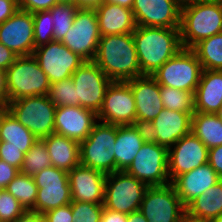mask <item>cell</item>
Masks as SVG:
<instances>
[{"label":"cell","mask_w":222,"mask_h":222,"mask_svg":"<svg viewBox=\"0 0 222 222\" xmlns=\"http://www.w3.org/2000/svg\"><path fill=\"white\" fill-rule=\"evenodd\" d=\"M111 81L142 76L132 33L101 36L93 60Z\"/></svg>","instance_id":"6da1fadb"},{"label":"cell","mask_w":222,"mask_h":222,"mask_svg":"<svg viewBox=\"0 0 222 222\" xmlns=\"http://www.w3.org/2000/svg\"><path fill=\"white\" fill-rule=\"evenodd\" d=\"M143 75H153L183 47L180 28L136 26L132 32Z\"/></svg>","instance_id":"7a4b0ae2"},{"label":"cell","mask_w":222,"mask_h":222,"mask_svg":"<svg viewBox=\"0 0 222 222\" xmlns=\"http://www.w3.org/2000/svg\"><path fill=\"white\" fill-rule=\"evenodd\" d=\"M222 32V11L214 0L194 1L181 5L180 41L192 48L205 38Z\"/></svg>","instance_id":"3957f363"},{"label":"cell","mask_w":222,"mask_h":222,"mask_svg":"<svg viewBox=\"0 0 222 222\" xmlns=\"http://www.w3.org/2000/svg\"><path fill=\"white\" fill-rule=\"evenodd\" d=\"M116 136L117 125L98 121L88 137L80 143V165L105 175L115 172Z\"/></svg>","instance_id":"277c9868"},{"label":"cell","mask_w":222,"mask_h":222,"mask_svg":"<svg viewBox=\"0 0 222 222\" xmlns=\"http://www.w3.org/2000/svg\"><path fill=\"white\" fill-rule=\"evenodd\" d=\"M6 75L8 103L23 97L47 95L50 89L47 75L32 55L17 57Z\"/></svg>","instance_id":"5b68a950"},{"label":"cell","mask_w":222,"mask_h":222,"mask_svg":"<svg viewBox=\"0 0 222 222\" xmlns=\"http://www.w3.org/2000/svg\"><path fill=\"white\" fill-rule=\"evenodd\" d=\"M38 140L54 133L56 106L47 95L23 97L4 106Z\"/></svg>","instance_id":"8992f818"},{"label":"cell","mask_w":222,"mask_h":222,"mask_svg":"<svg viewBox=\"0 0 222 222\" xmlns=\"http://www.w3.org/2000/svg\"><path fill=\"white\" fill-rule=\"evenodd\" d=\"M202 71V65L193 50L182 48L152 76L160 86L194 93Z\"/></svg>","instance_id":"52a82bcc"},{"label":"cell","mask_w":222,"mask_h":222,"mask_svg":"<svg viewBox=\"0 0 222 222\" xmlns=\"http://www.w3.org/2000/svg\"><path fill=\"white\" fill-rule=\"evenodd\" d=\"M149 186L126 171H116L106 176L104 202L106 209L130 214L138 211Z\"/></svg>","instance_id":"ba28073f"},{"label":"cell","mask_w":222,"mask_h":222,"mask_svg":"<svg viewBox=\"0 0 222 222\" xmlns=\"http://www.w3.org/2000/svg\"><path fill=\"white\" fill-rule=\"evenodd\" d=\"M126 172L148 186L170 184L168 148L157 143H144Z\"/></svg>","instance_id":"9c48e42d"},{"label":"cell","mask_w":222,"mask_h":222,"mask_svg":"<svg viewBox=\"0 0 222 222\" xmlns=\"http://www.w3.org/2000/svg\"><path fill=\"white\" fill-rule=\"evenodd\" d=\"M33 178L38 187L33 212L44 214L72 202L67 171L49 166L37 172Z\"/></svg>","instance_id":"30bf717a"},{"label":"cell","mask_w":222,"mask_h":222,"mask_svg":"<svg viewBox=\"0 0 222 222\" xmlns=\"http://www.w3.org/2000/svg\"><path fill=\"white\" fill-rule=\"evenodd\" d=\"M139 210L148 222H182L186 216V207L171 183L149 186Z\"/></svg>","instance_id":"8fae6325"},{"label":"cell","mask_w":222,"mask_h":222,"mask_svg":"<svg viewBox=\"0 0 222 222\" xmlns=\"http://www.w3.org/2000/svg\"><path fill=\"white\" fill-rule=\"evenodd\" d=\"M101 38L95 9H78L61 42L85 61H93Z\"/></svg>","instance_id":"7c38bea8"},{"label":"cell","mask_w":222,"mask_h":222,"mask_svg":"<svg viewBox=\"0 0 222 222\" xmlns=\"http://www.w3.org/2000/svg\"><path fill=\"white\" fill-rule=\"evenodd\" d=\"M79 106L99 113L111 80L94 61H85L71 76Z\"/></svg>","instance_id":"4fadbf2b"},{"label":"cell","mask_w":222,"mask_h":222,"mask_svg":"<svg viewBox=\"0 0 222 222\" xmlns=\"http://www.w3.org/2000/svg\"><path fill=\"white\" fill-rule=\"evenodd\" d=\"M32 56L51 83L69 78L85 62L61 41H52L35 48Z\"/></svg>","instance_id":"5bb4252c"},{"label":"cell","mask_w":222,"mask_h":222,"mask_svg":"<svg viewBox=\"0 0 222 222\" xmlns=\"http://www.w3.org/2000/svg\"><path fill=\"white\" fill-rule=\"evenodd\" d=\"M97 116L103 123L133 125L136 120L135 98L127 82H111Z\"/></svg>","instance_id":"9a60e30c"},{"label":"cell","mask_w":222,"mask_h":222,"mask_svg":"<svg viewBox=\"0 0 222 222\" xmlns=\"http://www.w3.org/2000/svg\"><path fill=\"white\" fill-rule=\"evenodd\" d=\"M209 149L193 133L179 139L168 149V174L172 182L177 176L208 163Z\"/></svg>","instance_id":"2e32d148"},{"label":"cell","mask_w":222,"mask_h":222,"mask_svg":"<svg viewBox=\"0 0 222 222\" xmlns=\"http://www.w3.org/2000/svg\"><path fill=\"white\" fill-rule=\"evenodd\" d=\"M0 43L16 56H29L34 51V21L31 12L18 11L0 24Z\"/></svg>","instance_id":"e0dca14e"},{"label":"cell","mask_w":222,"mask_h":222,"mask_svg":"<svg viewBox=\"0 0 222 222\" xmlns=\"http://www.w3.org/2000/svg\"><path fill=\"white\" fill-rule=\"evenodd\" d=\"M136 25L180 28L181 4L178 0H134Z\"/></svg>","instance_id":"ac0fdd59"},{"label":"cell","mask_w":222,"mask_h":222,"mask_svg":"<svg viewBox=\"0 0 222 222\" xmlns=\"http://www.w3.org/2000/svg\"><path fill=\"white\" fill-rule=\"evenodd\" d=\"M98 122L95 112L81 106H59L55 110L54 132L83 142Z\"/></svg>","instance_id":"d6986e66"},{"label":"cell","mask_w":222,"mask_h":222,"mask_svg":"<svg viewBox=\"0 0 222 222\" xmlns=\"http://www.w3.org/2000/svg\"><path fill=\"white\" fill-rule=\"evenodd\" d=\"M106 176L82 165L74 167L68 172L72 201L103 204Z\"/></svg>","instance_id":"ffe728a7"},{"label":"cell","mask_w":222,"mask_h":222,"mask_svg":"<svg viewBox=\"0 0 222 222\" xmlns=\"http://www.w3.org/2000/svg\"><path fill=\"white\" fill-rule=\"evenodd\" d=\"M134 94L136 120H154L164 108L160 85L152 75H142L126 81Z\"/></svg>","instance_id":"44dd1931"},{"label":"cell","mask_w":222,"mask_h":222,"mask_svg":"<svg viewBox=\"0 0 222 222\" xmlns=\"http://www.w3.org/2000/svg\"><path fill=\"white\" fill-rule=\"evenodd\" d=\"M220 179L214 168L209 164H204L190 172L177 176L172 182L177 195L182 204L186 207L191 201L201 195Z\"/></svg>","instance_id":"7402d4cb"},{"label":"cell","mask_w":222,"mask_h":222,"mask_svg":"<svg viewBox=\"0 0 222 222\" xmlns=\"http://www.w3.org/2000/svg\"><path fill=\"white\" fill-rule=\"evenodd\" d=\"M193 113H185L163 108L161 113L152 120L158 132L157 144L173 146L183 136L191 133Z\"/></svg>","instance_id":"603a6c76"},{"label":"cell","mask_w":222,"mask_h":222,"mask_svg":"<svg viewBox=\"0 0 222 222\" xmlns=\"http://www.w3.org/2000/svg\"><path fill=\"white\" fill-rule=\"evenodd\" d=\"M95 12L101 36L132 33L136 29L130 8L103 2Z\"/></svg>","instance_id":"cb8c5ba5"},{"label":"cell","mask_w":222,"mask_h":222,"mask_svg":"<svg viewBox=\"0 0 222 222\" xmlns=\"http://www.w3.org/2000/svg\"><path fill=\"white\" fill-rule=\"evenodd\" d=\"M195 112L217 114L222 106V71L203 70L194 92Z\"/></svg>","instance_id":"d4e9b609"},{"label":"cell","mask_w":222,"mask_h":222,"mask_svg":"<svg viewBox=\"0 0 222 222\" xmlns=\"http://www.w3.org/2000/svg\"><path fill=\"white\" fill-rule=\"evenodd\" d=\"M42 141L48 149L53 167L69 172L80 165V143L77 141L55 132Z\"/></svg>","instance_id":"484cf974"},{"label":"cell","mask_w":222,"mask_h":222,"mask_svg":"<svg viewBox=\"0 0 222 222\" xmlns=\"http://www.w3.org/2000/svg\"><path fill=\"white\" fill-rule=\"evenodd\" d=\"M38 139L5 108L0 107V146H14L26 153Z\"/></svg>","instance_id":"4316f807"},{"label":"cell","mask_w":222,"mask_h":222,"mask_svg":"<svg viewBox=\"0 0 222 222\" xmlns=\"http://www.w3.org/2000/svg\"><path fill=\"white\" fill-rule=\"evenodd\" d=\"M144 144L134 125H117L114 146L115 172L126 171Z\"/></svg>","instance_id":"83f0119b"},{"label":"cell","mask_w":222,"mask_h":222,"mask_svg":"<svg viewBox=\"0 0 222 222\" xmlns=\"http://www.w3.org/2000/svg\"><path fill=\"white\" fill-rule=\"evenodd\" d=\"M222 214V179L186 206V216L200 221H212Z\"/></svg>","instance_id":"f1b7e54d"},{"label":"cell","mask_w":222,"mask_h":222,"mask_svg":"<svg viewBox=\"0 0 222 222\" xmlns=\"http://www.w3.org/2000/svg\"><path fill=\"white\" fill-rule=\"evenodd\" d=\"M191 133L208 148L222 145V120L218 114L195 112L192 115Z\"/></svg>","instance_id":"f546056e"},{"label":"cell","mask_w":222,"mask_h":222,"mask_svg":"<svg viewBox=\"0 0 222 222\" xmlns=\"http://www.w3.org/2000/svg\"><path fill=\"white\" fill-rule=\"evenodd\" d=\"M191 49L203 70L222 71V32L200 40Z\"/></svg>","instance_id":"4dcf8cb0"},{"label":"cell","mask_w":222,"mask_h":222,"mask_svg":"<svg viewBox=\"0 0 222 222\" xmlns=\"http://www.w3.org/2000/svg\"><path fill=\"white\" fill-rule=\"evenodd\" d=\"M5 190L12 194L25 210H33L37 200L38 187L33 176L19 172L16 177L5 187Z\"/></svg>","instance_id":"1f68e13d"},{"label":"cell","mask_w":222,"mask_h":222,"mask_svg":"<svg viewBox=\"0 0 222 222\" xmlns=\"http://www.w3.org/2000/svg\"><path fill=\"white\" fill-rule=\"evenodd\" d=\"M163 107L185 113H195L194 93L168 86H160Z\"/></svg>","instance_id":"d6a6232c"},{"label":"cell","mask_w":222,"mask_h":222,"mask_svg":"<svg viewBox=\"0 0 222 222\" xmlns=\"http://www.w3.org/2000/svg\"><path fill=\"white\" fill-rule=\"evenodd\" d=\"M77 10L78 7L73 2H59L48 10L54 24V41H61L64 38L73 25Z\"/></svg>","instance_id":"836d02e7"},{"label":"cell","mask_w":222,"mask_h":222,"mask_svg":"<svg viewBox=\"0 0 222 222\" xmlns=\"http://www.w3.org/2000/svg\"><path fill=\"white\" fill-rule=\"evenodd\" d=\"M49 166H52V163L48 149L42 140H38L25 153L20 172L28 176H34L37 172Z\"/></svg>","instance_id":"e575fe53"},{"label":"cell","mask_w":222,"mask_h":222,"mask_svg":"<svg viewBox=\"0 0 222 222\" xmlns=\"http://www.w3.org/2000/svg\"><path fill=\"white\" fill-rule=\"evenodd\" d=\"M47 96L56 107L79 106L76 101V88L71 77L51 83Z\"/></svg>","instance_id":"d590c367"},{"label":"cell","mask_w":222,"mask_h":222,"mask_svg":"<svg viewBox=\"0 0 222 222\" xmlns=\"http://www.w3.org/2000/svg\"><path fill=\"white\" fill-rule=\"evenodd\" d=\"M34 21V49L54 41V24L51 13L37 11L32 13Z\"/></svg>","instance_id":"8d00e7d4"},{"label":"cell","mask_w":222,"mask_h":222,"mask_svg":"<svg viewBox=\"0 0 222 222\" xmlns=\"http://www.w3.org/2000/svg\"><path fill=\"white\" fill-rule=\"evenodd\" d=\"M72 222H101L103 204L72 201Z\"/></svg>","instance_id":"74e56055"},{"label":"cell","mask_w":222,"mask_h":222,"mask_svg":"<svg viewBox=\"0 0 222 222\" xmlns=\"http://www.w3.org/2000/svg\"><path fill=\"white\" fill-rule=\"evenodd\" d=\"M25 211L12 194L5 189H0V222H13Z\"/></svg>","instance_id":"f35d334b"},{"label":"cell","mask_w":222,"mask_h":222,"mask_svg":"<svg viewBox=\"0 0 222 222\" xmlns=\"http://www.w3.org/2000/svg\"><path fill=\"white\" fill-rule=\"evenodd\" d=\"M133 125L144 143H157L158 132L151 120H135Z\"/></svg>","instance_id":"ab89813d"},{"label":"cell","mask_w":222,"mask_h":222,"mask_svg":"<svg viewBox=\"0 0 222 222\" xmlns=\"http://www.w3.org/2000/svg\"><path fill=\"white\" fill-rule=\"evenodd\" d=\"M25 153L14 146H0V160L18 168L20 170Z\"/></svg>","instance_id":"60d3db41"},{"label":"cell","mask_w":222,"mask_h":222,"mask_svg":"<svg viewBox=\"0 0 222 222\" xmlns=\"http://www.w3.org/2000/svg\"><path fill=\"white\" fill-rule=\"evenodd\" d=\"M57 3H59L58 0H18V7L21 10L34 13L50 10Z\"/></svg>","instance_id":"b9f144b4"},{"label":"cell","mask_w":222,"mask_h":222,"mask_svg":"<svg viewBox=\"0 0 222 222\" xmlns=\"http://www.w3.org/2000/svg\"><path fill=\"white\" fill-rule=\"evenodd\" d=\"M45 222H72L71 205L67 204L43 214Z\"/></svg>","instance_id":"7bdbcfd3"},{"label":"cell","mask_w":222,"mask_h":222,"mask_svg":"<svg viewBox=\"0 0 222 222\" xmlns=\"http://www.w3.org/2000/svg\"><path fill=\"white\" fill-rule=\"evenodd\" d=\"M19 172L18 168L0 160V189H5Z\"/></svg>","instance_id":"ee69618b"},{"label":"cell","mask_w":222,"mask_h":222,"mask_svg":"<svg viewBox=\"0 0 222 222\" xmlns=\"http://www.w3.org/2000/svg\"><path fill=\"white\" fill-rule=\"evenodd\" d=\"M208 163L214 168L220 179H222V145L209 149Z\"/></svg>","instance_id":"f6af8a7d"},{"label":"cell","mask_w":222,"mask_h":222,"mask_svg":"<svg viewBox=\"0 0 222 222\" xmlns=\"http://www.w3.org/2000/svg\"><path fill=\"white\" fill-rule=\"evenodd\" d=\"M17 0H0V24L18 11Z\"/></svg>","instance_id":"bcb514c9"},{"label":"cell","mask_w":222,"mask_h":222,"mask_svg":"<svg viewBox=\"0 0 222 222\" xmlns=\"http://www.w3.org/2000/svg\"><path fill=\"white\" fill-rule=\"evenodd\" d=\"M17 57L9 48L0 43V69L7 70Z\"/></svg>","instance_id":"7dc6e473"},{"label":"cell","mask_w":222,"mask_h":222,"mask_svg":"<svg viewBox=\"0 0 222 222\" xmlns=\"http://www.w3.org/2000/svg\"><path fill=\"white\" fill-rule=\"evenodd\" d=\"M101 222H127V214L104 208Z\"/></svg>","instance_id":"c3c4849f"},{"label":"cell","mask_w":222,"mask_h":222,"mask_svg":"<svg viewBox=\"0 0 222 222\" xmlns=\"http://www.w3.org/2000/svg\"><path fill=\"white\" fill-rule=\"evenodd\" d=\"M8 103L6 70L0 69V107Z\"/></svg>","instance_id":"681fc988"},{"label":"cell","mask_w":222,"mask_h":222,"mask_svg":"<svg viewBox=\"0 0 222 222\" xmlns=\"http://www.w3.org/2000/svg\"><path fill=\"white\" fill-rule=\"evenodd\" d=\"M13 222H45L44 216L41 213L26 210Z\"/></svg>","instance_id":"f907efd6"},{"label":"cell","mask_w":222,"mask_h":222,"mask_svg":"<svg viewBox=\"0 0 222 222\" xmlns=\"http://www.w3.org/2000/svg\"><path fill=\"white\" fill-rule=\"evenodd\" d=\"M105 0H73L78 9H96Z\"/></svg>","instance_id":"816d5d0a"},{"label":"cell","mask_w":222,"mask_h":222,"mask_svg":"<svg viewBox=\"0 0 222 222\" xmlns=\"http://www.w3.org/2000/svg\"><path fill=\"white\" fill-rule=\"evenodd\" d=\"M127 222H148L140 210L127 214Z\"/></svg>","instance_id":"f5cc1de1"},{"label":"cell","mask_w":222,"mask_h":222,"mask_svg":"<svg viewBox=\"0 0 222 222\" xmlns=\"http://www.w3.org/2000/svg\"><path fill=\"white\" fill-rule=\"evenodd\" d=\"M104 2L132 9L134 0H105Z\"/></svg>","instance_id":"db71d44e"},{"label":"cell","mask_w":222,"mask_h":222,"mask_svg":"<svg viewBox=\"0 0 222 222\" xmlns=\"http://www.w3.org/2000/svg\"><path fill=\"white\" fill-rule=\"evenodd\" d=\"M182 222H210V221H200V220L191 219L188 216H185Z\"/></svg>","instance_id":"11a10c76"},{"label":"cell","mask_w":222,"mask_h":222,"mask_svg":"<svg viewBox=\"0 0 222 222\" xmlns=\"http://www.w3.org/2000/svg\"><path fill=\"white\" fill-rule=\"evenodd\" d=\"M181 5H184L186 3L194 2V1H203V0H178Z\"/></svg>","instance_id":"9f6ffc18"},{"label":"cell","mask_w":222,"mask_h":222,"mask_svg":"<svg viewBox=\"0 0 222 222\" xmlns=\"http://www.w3.org/2000/svg\"><path fill=\"white\" fill-rule=\"evenodd\" d=\"M211 222H222V214L219 216L215 217Z\"/></svg>","instance_id":"6f0895ef"},{"label":"cell","mask_w":222,"mask_h":222,"mask_svg":"<svg viewBox=\"0 0 222 222\" xmlns=\"http://www.w3.org/2000/svg\"><path fill=\"white\" fill-rule=\"evenodd\" d=\"M218 5V8L222 11V0H214Z\"/></svg>","instance_id":"680465c9"},{"label":"cell","mask_w":222,"mask_h":222,"mask_svg":"<svg viewBox=\"0 0 222 222\" xmlns=\"http://www.w3.org/2000/svg\"><path fill=\"white\" fill-rule=\"evenodd\" d=\"M217 114L219 115V118L222 120V106L220 108V111Z\"/></svg>","instance_id":"91938a15"},{"label":"cell","mask_w":222,"mask_h":222,"mask_svg":"<svg viewBox=\"0 0 222 222\" xmlns=\"http://www.w3.org/2000/svg\"><path fill=\"white\" fill-rule=\"evenodd\" d=\"M59 2H63V3H65V2H73V0H58Z\"/></svg>","instance_id":"94428289"}]
</instances>
